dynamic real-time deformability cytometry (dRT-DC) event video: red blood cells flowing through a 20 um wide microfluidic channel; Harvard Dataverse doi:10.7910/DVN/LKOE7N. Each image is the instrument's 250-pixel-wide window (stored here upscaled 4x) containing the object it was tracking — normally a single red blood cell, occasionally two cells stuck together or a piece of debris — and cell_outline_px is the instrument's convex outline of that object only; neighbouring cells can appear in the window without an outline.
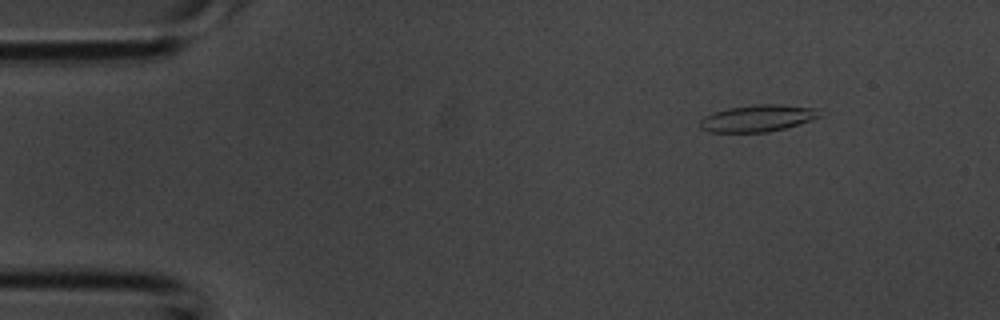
{"species": "common noctule bat (a hibernating species)", "species_latin": "Nyctalus noctula", "temperature_condition": "room temperature", "stored_images_in_passage": 4, "camera_frame_rate_fps": 3000, "um_per_image_px": 0.085, "animal": {"sex": "male", "body_mass_g": 20.1, "forearm_length_mm": 53.5}, "frame": {"image": 1, "passage_image": 2, "time_ms": 0.333, "image_size_px": [1000, 320], "cell_outline_px": [[828, 112], [824, 116], [812, 120], [784, 128], [768, 132], [708, 132], [700, 128], [700, 120], [704, 116], [728, 108], [752, 104], [780, 104], [820, 108]], "centroid_in_image_um": [64.52, 10.03], "position_along_channel_um": 20.5, "area_um2": 19.13}}